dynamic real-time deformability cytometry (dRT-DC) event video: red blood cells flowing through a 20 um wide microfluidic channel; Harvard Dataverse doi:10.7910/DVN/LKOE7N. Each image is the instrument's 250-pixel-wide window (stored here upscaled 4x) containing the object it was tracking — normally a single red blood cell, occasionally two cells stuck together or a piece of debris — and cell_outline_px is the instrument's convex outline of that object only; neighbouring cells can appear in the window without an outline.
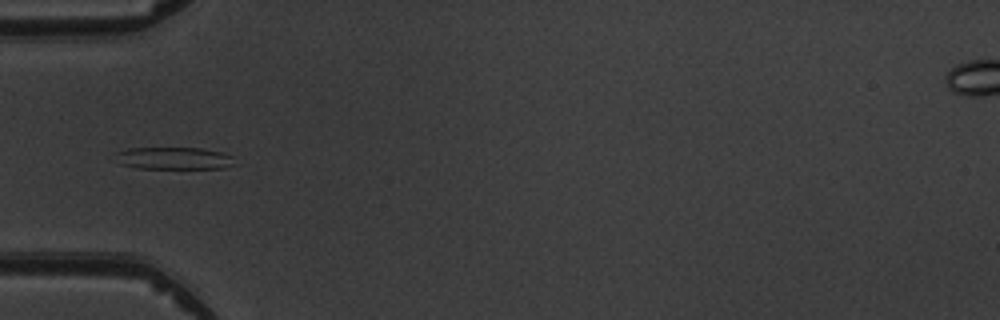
{"species": "common noctule bat (a hibernating species)", "species_latin": "Nyctalus noctula", "temperature_condition": "warm", "stored_images_in_passage": 4, "camera_frame_rate_fps": 3000, "um_per_image_px": 0.085, "animal": {"sex": "male", "body_mass_g": 19.5, "forearm_length_mm": 54.6}, "frame": {"image": 1, "passage_image": 4, "time_ms": 3.667, "image_size_px": [1000, 320], "cell_outline_px": [[240, 164], [224, 168], [136, 168], [120, 164], [116, 152], [128, 148], [200, 148], [220, 152], [232, 156]], "centroid_in_image_um": [14.86, 13.46], "position_along_channel_um": 70.1, "area_um2": 15.49}}